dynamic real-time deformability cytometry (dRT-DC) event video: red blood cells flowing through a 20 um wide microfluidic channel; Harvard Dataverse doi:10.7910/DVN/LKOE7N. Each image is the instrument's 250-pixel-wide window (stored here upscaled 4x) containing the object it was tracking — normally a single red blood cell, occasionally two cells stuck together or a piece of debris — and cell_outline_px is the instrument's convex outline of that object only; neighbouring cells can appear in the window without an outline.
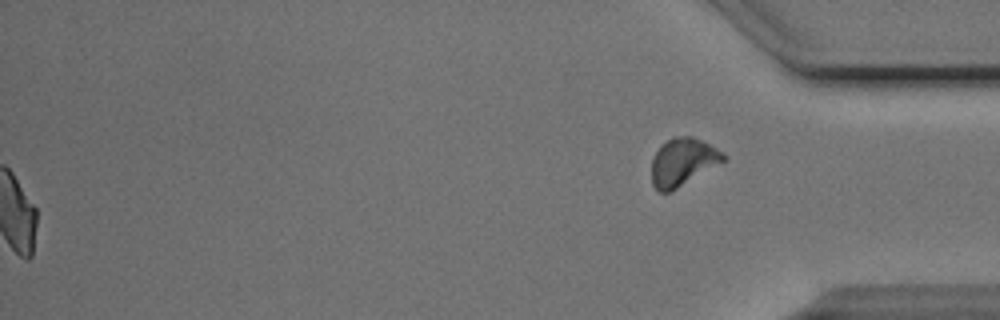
{"species": "Egyptian fruit bat (a non-hibernating species)", "species_latin": "Rousettus aegyptiacus", "temperature_condition": "cold", "stored_images_in_passage": 50, "segment_of_instrument_passage": [2, 2], "camera_frame_rate_fps": 3000, "um_per_image_px": 0.085, "animal": {"sex": "male"}, "frame": {"image": 1, "passage_image": 50, "time_ms": 16.333, "image_size_px": [1000, 320], "cell_outline_px": [[728, 156], [724, 160], [672, 192], [660, 192], [652, 184], [652, 160], [660, 144], [672, 136], [692, 136], [724, 152]], "centroid_in_image_um": [58.02, 13.76], "position_along_channel_um": 377.2, "area_um2": 19.88}}